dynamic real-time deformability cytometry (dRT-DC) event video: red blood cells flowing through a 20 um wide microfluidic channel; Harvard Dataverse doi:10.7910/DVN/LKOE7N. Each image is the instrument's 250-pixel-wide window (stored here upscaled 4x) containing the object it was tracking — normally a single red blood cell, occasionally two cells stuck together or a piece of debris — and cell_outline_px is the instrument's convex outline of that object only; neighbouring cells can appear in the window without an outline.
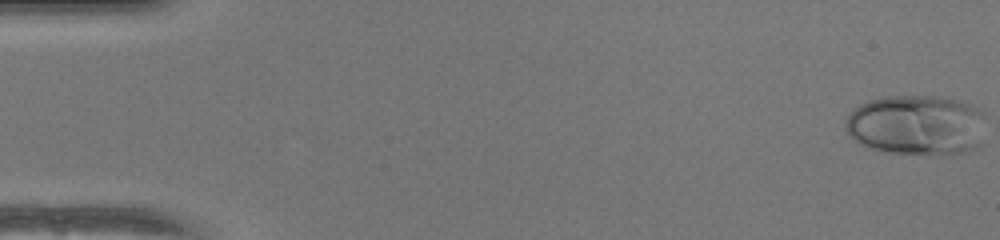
{"species": "human", "species_latin": "Homo sapiens", "temperature_condition": "warm", "stored_images_in_passage": 51, "camera_frame_rate_fps": 3000, "um_per_image_px": 0.085, "donor": {"sex": "female"}, "frame": {"image": 1, "passage_image": 1, "time_ms": 0.0, "image_size_px": [1000, 240], "cell_outline_px": [[984, 116], [980, 148], [968, 152], [932, 156], [928, 156], [892, 152], [872, 148], [860, 144], [848, 136], [848, 116], [860, 104], [868, 100], [884, 96], [936, 96], [956, 100], [972, 104], [984, 112]], "centroid_in_image_um": [77.97, 10.65], "position_along_channel_um": 7.0, "area_um2": 49.77}}
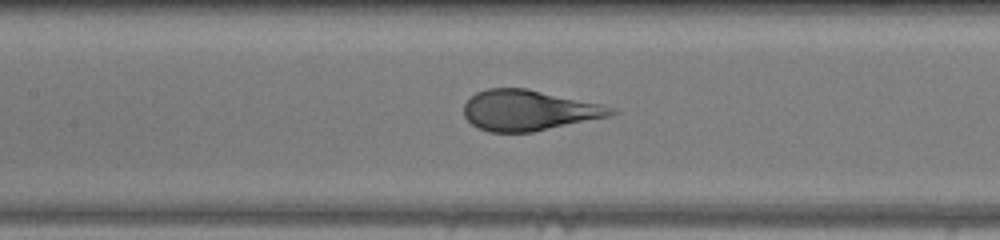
{"frame": {"image": 2, "passage_image": 24, "time_ms": 7.667, "image_size_px": [1000, 240], "cell_outline_px": [[620, 112], [612, 116], [532, 132], [488, 132], [472, 124], [464, 116], [464, 104], [476, 92], [488, 88], [528, 88], [604, 104]], "centroid_in_image_um": [44.99, 9.37], "position_along_channel_um": 162.4, "area_um2": 35.03}}
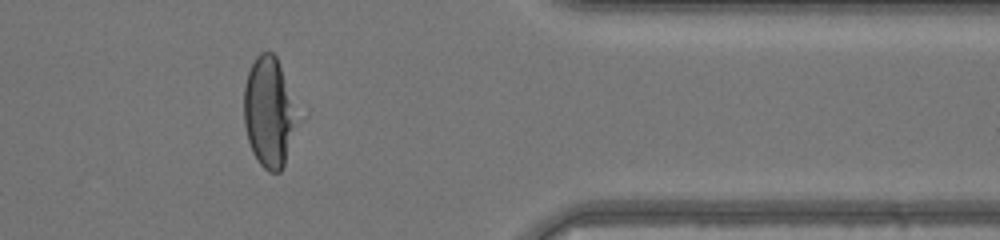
{"frame": {"image": 3, "passage_image": 42, "time_ms": 13.667, "image_size_px": [1000, 240], "cell_outline_px": [[292, 128], [284, 164], [280, 172], [268, 172], [260, 164], [252, 152], [248, 140], [244, 124], [244, 84], [248, 72], [256, 56], [260, 52], [272, 52], [276, 56], [280, 68], [284, 84], [292, 120]], "centroid_in_image_um": [22.71, 9.56], "position_along_channel_um": 388.7, "area_um2": 31.62}}